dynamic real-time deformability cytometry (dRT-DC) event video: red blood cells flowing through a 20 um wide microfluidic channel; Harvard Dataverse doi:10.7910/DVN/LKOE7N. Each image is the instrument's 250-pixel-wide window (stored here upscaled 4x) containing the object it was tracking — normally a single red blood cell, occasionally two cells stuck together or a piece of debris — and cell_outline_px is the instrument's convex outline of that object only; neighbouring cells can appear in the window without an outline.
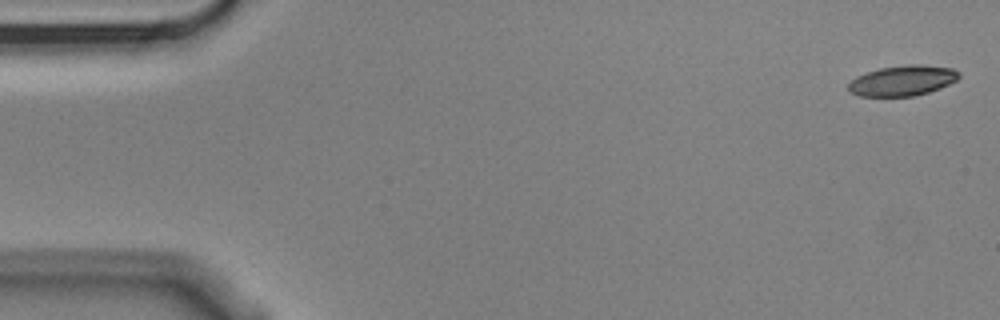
{"species": "Egyptian fruit bat (a non-hibernating species)", "species_latin": "Rousettus aegyptiacus", "temperature_condition": "cold", "stored_images_in_passage": 5, "camera_frame_rate_fps": 3000, "um_per_image_px": 0.085, "animal": {"sex": "male"}, "frame": {"image": 1, "passage_image": 1, "time_ms": 0.0, "image_size_px": [1000, 320], "cell_outline_px": [[960, 76], [956, 80], [940, 88], [928, 92], [912, 96], [860, 96], [848, 92], [848, 84], [856, 76], [880, 68], [904, 64], [924, 64], [952, 68], [960, 72]], "centroid_in_image_um": [76.72, 6.84], "position_along_channel_um": 8.3, "area_um2": 19.65}}